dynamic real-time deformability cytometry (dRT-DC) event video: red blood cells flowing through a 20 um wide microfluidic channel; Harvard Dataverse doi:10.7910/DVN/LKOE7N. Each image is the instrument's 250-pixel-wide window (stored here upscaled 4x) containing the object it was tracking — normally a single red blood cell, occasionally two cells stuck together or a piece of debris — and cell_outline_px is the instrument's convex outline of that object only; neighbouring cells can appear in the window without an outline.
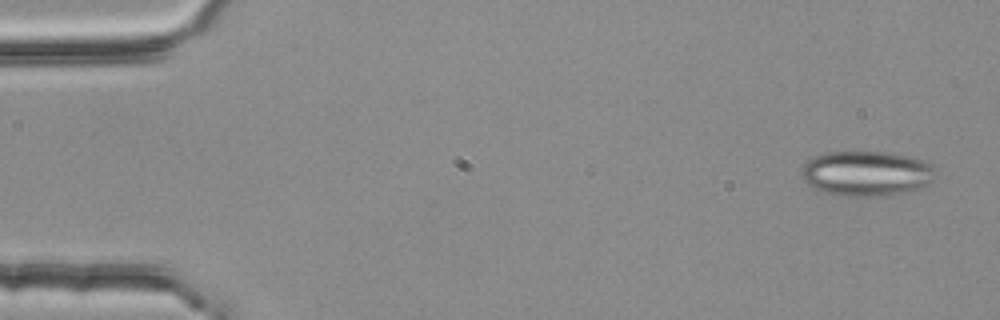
{"species": "common noctule bat (a hibernating species)", "species_latin": "Nyctalus noctula", "temperature_condition": "room temperature", "stored_images_in_passage": 5, "segment_of_instrument_passage": [2, 2], "camera_frame_rate_fps": 3000, "um_per_image_px": 0.085, "animal": {"sex": "female", "body_mass_g": 25.1}, "frame": {"image": 1, "passage_image": 5, "time_ms": 1.333, "image_size_px": [1000, 320], "cell_outline_px": [[932, 180], [928, 184], [920, 188], [888, 196], [840, 196], [824, 192], [812, 188], [800, 176], [800, 172], [804, 164], [812, 156], [824, 152], [892, 152], [912, 156], [924, 160], [932, 164]], "centroid_in_image_um": [73.61, 14.74], "position_along_channel_um": 11.4, "area_um2": 35.6}}